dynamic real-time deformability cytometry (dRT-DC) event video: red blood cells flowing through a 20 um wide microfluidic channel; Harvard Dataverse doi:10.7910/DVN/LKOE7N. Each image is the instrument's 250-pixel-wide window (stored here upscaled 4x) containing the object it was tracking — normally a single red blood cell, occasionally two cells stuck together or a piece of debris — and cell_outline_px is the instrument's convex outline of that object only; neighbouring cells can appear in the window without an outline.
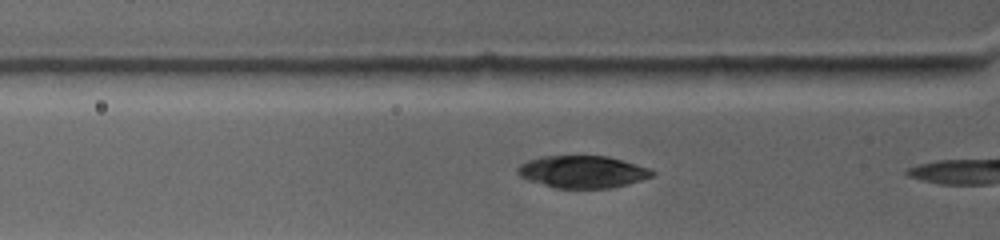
{"species": "common noctule bat (a hibernating species)", "species_latin": "Nyctalus noctula", "temperature_condition": "warm", "stored_images_in_passage": 4, "segment_of_instrument_passage": [2, 2], "camera_frame_rate_fps": 4500, "um_per_image_px": 0.085, "animal": {"sex": "female", "body_mass_g": 19.0, "forearm_length_mm": 53.3}, "frame": {"image": 1, "passage_image": 4, "time_ms": 2.667, "image_size_px": [1000, 240], "cell_outline_px": [[656, 172], [652, 176], [628, 184], [608, 188], [556, 188], [528, 180], [520, 176], [516, 172], [516, 168], [520, 164], [528, 160], [540, 156], [608, 156], [624, 160], [652, 168]], "centroid_in_image_um": [49.53, 14.59], "position_along_channel_um": 76.3, "area_um2": 25.43}}